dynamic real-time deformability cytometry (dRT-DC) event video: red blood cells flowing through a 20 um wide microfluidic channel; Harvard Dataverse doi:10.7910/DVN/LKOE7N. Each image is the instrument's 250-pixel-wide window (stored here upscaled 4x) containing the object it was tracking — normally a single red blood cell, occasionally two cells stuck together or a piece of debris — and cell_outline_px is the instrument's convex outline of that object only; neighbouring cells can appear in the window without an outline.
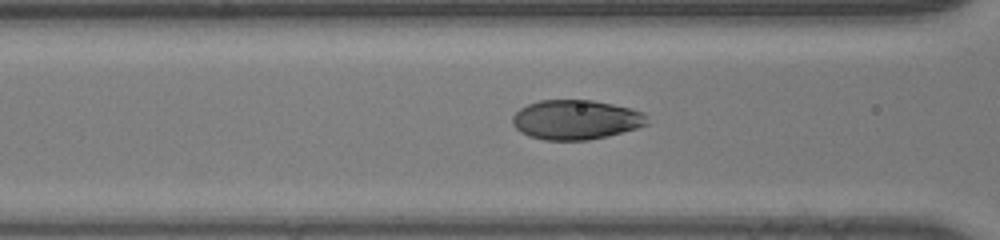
{"species": "human", "species_latin": "Homo sapiens", "temperature_condition": "room temperature", "stored_images_in_passage": 27, "camera_frame_rate_fps": 3000, "um_per_image_px": 0.085, "donor": {"sex": "male"}, "frame": {"image": 1, "passage_image": 4, "time_ms": 1.0, "image_size_px": [1000, 240], "cell_outline_px": [[648, 124], [636, 128], [608, 136], [588, 140], [544, 140], [528, 136], [520, 132], [512, 124], [512, 116], [520, 108], [528, 104], [540, 100], [592, 100], [632, 108], [644, 112]], "centroid_in_image_um": [48.93, 10.18], "position_along_channel_um": 117.7, "area_um2": 31.15}}
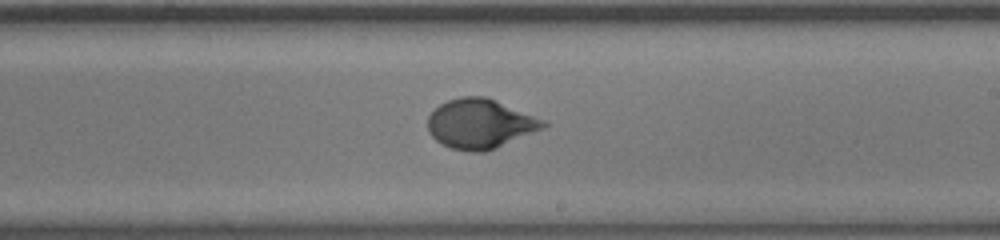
{"frame": {"image": 2, "passage_image": 13, "time_ms": 4.0, "image_size_px": [1000, 240], "cell_outline_px": [[548, 124], [544, 128], [496, 148], [484, 152], [468, 152], [452, 148], [436, 140], [428, 132], [428, 116], [440, 104], [448, 100], [460, 96], [484, 96], [548, 120]], "centroid_in_image_um": [40.84, 10.52], "position_along_channel_um": 248.2, "area_um2": 33.41}}
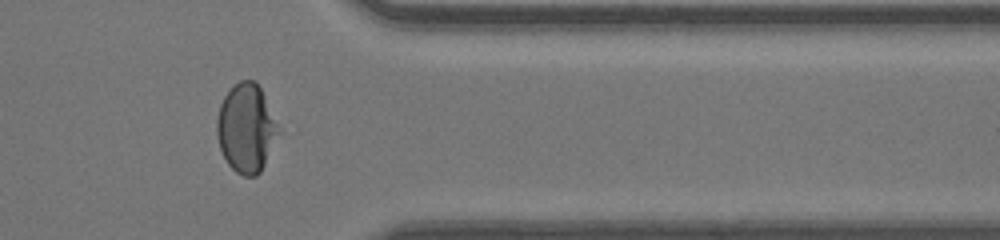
{"frame": {"image": 3, "passage_image": 23, "time_ms": 7.333, "image_size_px": [1000, 240], "cell_outline_px": [[280, 132], [260, 172], [256, 176], [244, 176], [236, 172], [228, 164], [220, 148], [216, 136], [216, 120], [220, 104], [224, 96], [240, 80], [256, 80], [264, 96]], "centroid_in_image_um": [20.9, 10.9], "position_along_channel_um": 390.5, "area_um2": 31.33}}